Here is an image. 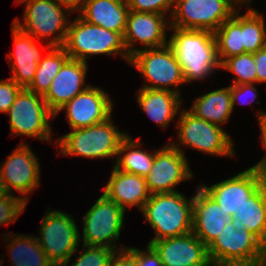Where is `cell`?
I'll return each mask as SVG.
<instances>
[{"label":"cell","mask_w":266,"mask_h":266,"mask_svg":"<svg viewBox=\"0 0 266 266\" xmlns=\"http://www.w3.org/2000/svg\"><path fill=\"white\" fill-rule=\"evenodd\" d=\"M168 44L180 64L186 83L201 81L221 68L214 33L170 27Z\"/></svg>","instance_id":"1"},{"label":"cell","mask_w":266,"mask_h":266,"mask_svg":"<svg viewBox=\"0 0 266 266\" xmlns=\"http://www.w3.org/2000/svg\"><path fill=\"white\" fill-rule=\"evenodd\" d=\"M194 196L183 193L151 194L141 212L155 231L150 241L183 236L192 232Z\"/></svg>","instance_id":"2"},{"label":"cell","mask_w":266,"mask_h":266,"mask_svg":"<svg viewBox=\"0 0 266 266\" xmlns=\"http://www.w3.org/2000/svg\"><path fill=\"white\" fill-rule=\"evenodd\" d=\"M213 266H266V245L231 219L208 246Z\"/></svg>","instance_id":"3"},{"label":"cell","mask_w":266,"mask_h":266,"mask_svg":"<svg viewBox=\"0 0 266 266\" xmlns=\"http://www.w3.org/2000/svg\"><path fill=\"white\" fill-rule=\"evenodd\" d=\"M62 47L70 59L83 62H87V59L93 55H119L128 63L131 59L121 33L90 24L79 15L72 23L69 22Z\"/></svg>","instance_id":"4"},{"label":"cell","mask_w":266,"mask_h":266,"mask_svg":"<svg viewBox=\"0 0 266 266\" xmlns=\"http://www.w3.org/2000/svg\"><path fill=\"white\" fill-rule=\"evenodd\" d=\"M112 121V116L104 122L78 129L58 138L56 144L63 156L86 158H115L121 142L129 135L121 132Z\"/></svg>","instance_id":"5"},{"label":"cell","mask_w":266,"mask_h":266,"mask_svg":"<svg viewBox=\"0 0 266 266\" xmlns=\"http://www.w3.org/2000/svg\"><path fill=\"white\" fill-rule=\"evenodd\" d=\"M16 3L25 4L24 22L16 18L14 25L41 43L52 38L48 41L51 47L63 46L70 22L67 17L72 15L67 9L55 0H18Z\"/></svg>","instance_id":"6"},{"label":"cell","mask_w":266,"mask_h":266,"mask_svg":"<svg viewBox=\"0 0 266 266\" xmlns=\"http://www.w3.org/2000/svg\"><path fill=\"white\" fill-rule=\"evenodd\" d=\"M178 139L169 142L184 154V145L209 155L235 157L234 142L223 127L203 120L189 110L179 112ZM178 143V144H176ZM176 144V145H175ZM182 147V148H181Z\"/></svg>","instance_id":"7"},{"label":"cell","mask_w":266,"mask_h":266,"mask_svg":"<svg viewBox=\"0 0 266 266\" xmlns=\"http://www.w3.org/2000/svg\"><path fill=\"white\" fill-rule=\"evenodd\" d=\"M137 49L138 51L131 56L129 64L136 67L140 75L146 79L148 84L141 85V88L167 90L181 94L179 85H184L186 82L182 68L170 45Z\"/></svg>","instance_id":"8"},{"label":"cell","mask_w":266,"mask_h":266,"mask_svg":"<svg viewBox=\"0 0 266 266\" xmlns=\"http://www.w3.org/2000/svg\"><path fill=\"white\" fill-rule=\"evenodd\" d=\"M46 211L36 239L54 266H68L82 235L72 215L53 209Z\"/></svg>","instance_id":"9"},{"label":"cell","mask_w":266,"mask_h":266,"mask_svg":"<svg viewBox=\"0 0 266 266\" xmlns=\"http://www.w3.org/2000/svg\"><path fill=\"white\" fill-rule=\"evenodd\" d=\"M10 120L11 136H28L52 143L50 119H55L42 95L23 88L5 113Z\"/></svg>","instance_id":"10"},{"label":"cell","mask_w":266,"mask_h":266,"mask_svg":"<svg viewBox=\"0 0 266 266\" xmlns=\"http://www.w3.org/2000/svg\"><path fill=\"white\" fill-rule=\"evenodd\" d=\"M239 5L234 0H175L170 27L214 33Z\"/></svg>","instance_id":"11"},{"label":"cell","mask_w":266,"mask_h":266,"mask_svg":"<svg viewBox=\"0 0 266 266\" xmlns=\"http://www.w3.org/2000/svg\"><path fill=\"white\" fill-rule=\"evenodd\" d=\"M124 214L125 210L102 194L82 217L83 244L107 247L115 251L124 250L126 246L121 245L116 249L115 244L122 231Z\"/></svg>","instance_id":"12"},{"label":"cell","mask_w":266,"mask_h":266,"mask_svg":"<svg viewBox=\"0 0 266 266\" xmlns=\"http://www.w3.org/2000/svg\"><path fill=\"white\" fill-rule=\"evenodd\" d=\"M36 157L29 145L22 141L0 164V191H17L23 196L35 192L41 184V168Z\"/></svg>","instance_id":"13"},{"label":"cell","mask_w":266,"mask_h":266,"mask_svg":"<svg viewBox=\"0 0 266 266\" xmlns=\"http://www.w3.org/2000/svg\"><path fill=\"white\" fill-rule=\"evenodd\" d=\"M265 182L266 176L264 174H261L254 167H249L245 171L212 186L201 184L200 187L220 205V209L227 217L232 219L250 196Z\"/></svg>","instance_id":"14"},{"label":"cell","mask_w":266,"mask_h":266,"mask_svg":"<svg viewBox=\"0 0 266 266\" xmlns=\"http://www.w3.org/2000/svg\"><path fill=\"white\" fill-rule=\"evenodd\" d=\"M185 154L170 143L155 152L152 168L145 177L150 194L177 192L175 186L193 178Z\"/></svg>","instance_id":"15"},{"label":"cell","mask_w":266,"mask_h":266,"mask_svg":"<svg viewBox=\"0 0 266 266\" xmlns=\"http://www.w3.org/2000/svg\"><path fill=\"white\" fill-rule=\"evenodd\" d=\"M113 101L101 87L91 85L66 103L54 115L56 118L66 109V119L70 128L78 129L104 122L112 116Z\"/></svg>","instance_id":"16"},{"label":"cell","mask_w":266,"mask_h":266,"mask_svg":"<svg viewBox=\"0 0 266 266\" xmlns=\"http://www.w3.org/2000/svg\"><path fill=\"white\" fill-rule=\"evenodd\" d=\"M166 17L162 14L129 11L124 44L130 56L138 51L134 48L136 43H140L142 49L157 48L168 44L166 32L170 30V22Z\"/></svg>","instance_id":"17"},{"label":"cell","mask_w":266,"mask_h":266,"mask_svg":"<svg viewBox=\"0 0 266 266\" xmlns=\"http://www.w3.org/2000/svg\"><path fill=\"white\" fill-rule=\"evenodd\" d=\"M148 244L159 254L163 266H213L208 247L192 232Z\"/></svg>","instance_id":"18"},{"label":"cell","mask_w":266,"mask_h":266,"mask_svg":"<svg viewBox=\"0 0 266 266\" xmlns=\"http://www.w3.org/2000/svg\"><path fill=\"white\" fill-rule=\"evenodd\" d=\"M12 37L15 49L6 56L12 73L10 78L20 87L27 88L35 77L38 63L43 58L42 50L48 51L51 45L46 43L41 49L37 44L40 41L23 32L13 23Z\"/></svg>","instance_id":"19"},{"label":"cell","mask_w":266,"mask_h":266,"mask_svg":"<svg viewBox=\"0 0 266 266\" xmlns=\"http://www.w3.org/2000/svg\"><path fill=\"white\" fill-rule=\"evenodd\" d=\"M87 62L68 59L56 74L43 98L49 110L55 115L61 107L84 91L90 84L85 85Z\"/></svg>","instance_id":"20"},{"label":"cell","mask_w":266,"mask_h":266,"mask_svg":"<svg viewBox=\"0 0 266 266\" xmlns=\"http://www.w3.org/2000/svg\"><path fill=\"white\" fill-rule=\"evenodd\" d=\"M196 190L193 201L192 233L208 247L231 219L199 185Z\"/></svg>","instance_id":"21"},{"label":"cell","mask_w":266,"mask_h":266,"mask_svg":"<svg viewBox=\"0 0 266 266\" xmlns=\"http://www.w3.org/2000/svg\"><path fill=\"white\" fill-rule=\"evenodd\" d=\"M103 194L126 211L127 207H138L141 211L150 197L146 180L136 174L120 171L113 166Z\"/></svg>","instance_id":"22"},{"label":"cell","mask_w":266,"mask_h":266,"mask_svg":"<svg viewBox=\"0 0 266 266\" xmlns=\"http://www.w3.org/2000/svg\"><path fill=\"white\" fill-rule=\"evenodd\" d=\"M129 11L127 0H85L78 15L90 24L124 36Z\"/></svg>","instance_id":"23"},{"label":"cell","mask_w":266,"mask_h":266,"mask_svg":"<svg viewBox=\"0 0 266 266\" xmlns=\"http://www.w3.org/2000/svg\"><path fill=\"white\" fill-rule=\"evenodd\" d=\"M180 95L167 90L139 88L137 104L152 121L165 130L179 112L183 102Z\"/></svg>","instance_id":"24"},{"label":"cell","mask_w":266,"mask_h":266,"mask_svg":"<svg viewBox=\"0 0 266 266\" xmlns=\"http://www.w3.org/2000/svg\"><path fill=\"white\" fill-rule=\"evenodd\" d=\"M189 111L209 123L225 125L233 112L230 85L199 96Z\"/></svg>","instance_id":"25"},{"label":"cell","mask_w":266,"mask_h":266,"mask_svg":"<svg viewBox=\"0 0 266 266\" xmlns=\"http://www.w3.org/2000/svg\"><path fill=\"white\" fill-rule=\"evenodd\" d=\"M11 233L3 235L9 249L11 266H54L33 234L28 236L12 233L10 236Z\"/></svg>","instance_id":"26"},{"label":"cell","mask_w":266,"mask_h":266,"mask_svg":"<svg viewBox=\"0 0 266 266\" xmlns=\"http://www.w3.org/2000/svg\"><path fill=\"white\" fill-rule=\"evenodd\" d=\"M232 220L255 234L266 245V182L250 196Z\"/></svg>","instance_id":"27"},{"label":"cell","mask_w":266,"mask_h":266,"mask_svg":"<svg viewBox=\"0 0 266 266\" xmlns=\"http://www.w3.org/2000/svg\"><path fill=\"white\" fill-rule=\"evenodd\" d=\"M143 145L136 139L127 136L120 145L117 152L116 162L113 165L116 169L132 174L146 177L152 168L155 152L150 153L147 150H141ZM138 148V149H137Z\"/></svg>","instance_id":"28"},{"label":"cell","mask_w":266,"mask_h":266,"mask_svg":"<svg viewBox=\"0 0 266 266\" xmlns=\"http://www.w3.org/2000/svg\"><path fill=\"white\" fill-rule=\"evenodd\" d=\"M239 13L237 9L233 16L214 32L220 64L229 57L245 53L242 45V14Z\"/></svg>","instance_id":"29"},{"label":"cell","mask_w":266,"mask_h":266,"mask_svg":"<svg viewBox=\"0 0 266 266\" xmlns=\"http://www.w3.org/2000/svg\"><path fill=\"white\" fill-rule=\"evenodd\" d=\"M68 59L69 56L62 46L51 47L47 55L38 63L35 77L26 89L43 96L49 89L56 74Z\"/></svg>","instance_id":"30"},{"label":"cell","mask_w":266,"mask_h":266,"mask_svg":"<svg viewBox=\"0 0 266 266\" xmlns=\"http://www.w3.org/2000/svg\"><path fill=\"white\" fill-rule=\"evenodd\" d=\"M242 15V45L244 52L254 54L266 47V24L263 14L249 8Z\"/></svg>","instance_id":"31"},{"label":"cell","mask_w":266,"mask_h":266,"mask_svg":"<svg viewBox=\"0 0 266 266\" xmlns=\"http://www.w3.org/2000/svg\"><path fill=\"white\" fill-rule=\"evenodd\" d=\"M235 75L232 85L257 83L254 54L242 53L226 59L221 68Z\"/></svg>","instance_id":"32"},{"label":"cell","mask_w":266,"mask_h":266,"mask_svg":"<svg viewBox=\"0 0 266 266\" xmlns=\"http://www.w3.org/2000/svg\"><path fill=\"white\" fill-rule=\"evenodd\" d=\"M30 197H16L12 193L0 191V226L15 223L29 202Z\"/></svg>","instance_id":"33"},{"label":"cell","mask_w":266,"mask_h":266,"mask_svg":"<svg viewBox=\"0 0 266 266\" xmlns=\"http://www.w3.org/2000/svg\"><path fill=\"white\" fill-rule=\"evenodd\" d=\"M83 249L74 262H71V266H108L112 255L116 252L107 247L84 244Z\"/></svg>","instance_id":"34"},{"label":"cell","mask_w":266,"mask_h":266,"mask_svg":"<svg viewBox=\"0 0 266 266\" xmlns=\"http://www.w3.org/2000/svg\"><path fill=\"white\" fill-rule=\"evenodd\" d=\"M174 3L175 0H127L129 10L166 16L169 14L171 16Z\"/></svg>","instance_id":"35"},{"label":"cell","mask_w":266,"mask_h":266,"mask_svg":"<svg viewBox=\"0 0 266 266\" xmlns=\"http://www.w3.org/2000/svg\"><path fill=\"white\" fill-rule=\"evenodd\" d=\"M22 89L10 77L0 80V113H6L10 109Z\"/></svg>","instance_id":"36"},{"label":"cell","mask_w":266,"mask_h":266,"mask_svg":"<svg viewBox=\"0 0 266 266\" xmlns=\"http://www.w3.org/2000/svg\"><path fill=\"white\" fill-rule=\"evenodd\" d=\"M146 250L135 247H126L125 250L135 259L137 266H163L159 254L150 245H146Z\"/></svg>","instance_id":"37"},{"label":"cell","mask_w":266,"mask_h":266,"mask_svg":"<svg viewBox=\"0 0 266 266\" xmlns=\"http://www.w3.org/2000/svg\"><path fill=\"white\" fill-rule=\"evenodd\" d=\"M255 83H246V84H239V85H230V94H231V100H232V108L234 109V106L236 103L239 102V104H250L258 97V91L255 87ZM246 95H251V100L243 101V97H246ZM243 96V97H242ZM250 97V96H249ZM243 99V100H242ZM248 101V102H247Z\"/></svg>","instance_id":"38"},{"label":"cell","mask_w":266,"mask_h":266,"mask_svg":"<svg viewBox=\"0 0 266 266\" xmlns=\"http://www.w3.org/2000/svg\"><path fill=\"white\" fill-rule=\"evenodd\" d=\"M257 119L260 127V132H261V138H262V144H263V149H264V156L263 158L255 165V169H257L261 174H264L266 176V111H259L257 112Z\"/></svg>","instance_id":"39"},{"label":"cell","mask_w":266,"mask_h":266,"mask_svg":"<svg viewBox=\"0 0 266 266\" xmlns=\"http://www.w3.org/2000/svg\"><path fill=\"white\" fill-rule=\"evenodd\" d=\"M256 63L257 84L266 83V47L254 53Z\"/></svg>","instance_id":"40"},{"label":"cell","mask_w":266,"mask_h":266,"mask_svg":"<svg viewBox=\"0 0 266 266\" xmlns=\"http://www.w3.org/2000/svg\"><path fill=\"white\" fill-rule=\"evenodd\" d=\"M108 266H137V264L135 259L124 249L116 251L112 255Z\"/></svg>","instance_id":"41"},{"label":"cell","mask_w":266,"mask_h":266,"mask_svg":"<svg viewBox=\"0 0 266 266\" xmlns=\"http://www.w3.org/2000/svg\"><path fill=\"white\" fill-rule=\"evenodd\" d=\"M61 7L67 9L71 14L74 11H82L85 0H55Z\"/></svg>","instance_id":"42"},{"label":"cell","mask_w":266,"mask_h":266,"mask_svg":"<svg viewBox=\"0 0 266 266\" xmlns=\"http://www.w3.org/2000/svg\"><path fill=\"white\" fill-rule=\"evenodd\" d=\"M238 5L239 7H242L244 5L249 6V3H252L253 0H234Z\"/></svg>","instance_id":"43"}]
</instances>
